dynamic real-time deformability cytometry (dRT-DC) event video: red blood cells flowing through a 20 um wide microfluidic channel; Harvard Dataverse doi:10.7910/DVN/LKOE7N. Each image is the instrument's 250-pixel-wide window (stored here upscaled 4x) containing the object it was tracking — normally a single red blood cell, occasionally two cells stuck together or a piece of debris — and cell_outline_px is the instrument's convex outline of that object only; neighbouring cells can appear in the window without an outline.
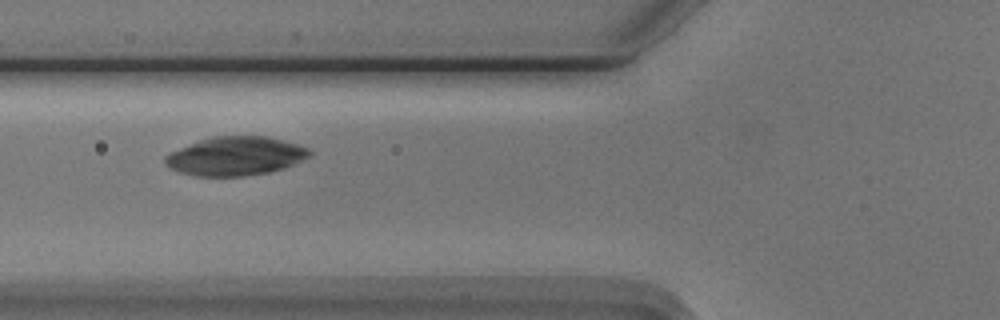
{"species": "Egyptian fruit bat (a non-hibernating species)", "species_latin": "Rousettus aegyptiacus", "temperature_condition": "cold", "stored_images_in_passage": 55, "camera_frame_rate_fps": 3000, "um_per_image_px": 0.085, "animal": {"sex": "male"}, "frame": {"image": 1, "passage_image": 21, "time_ms": 6.667, "image_size_px": [1000, 320], "cell_outline_px": [[312, 152], [308, 156], [292, 164], [268, 172], [240, 176], [196, 176], [180, 172], [168, 168], [164, 164], [164, 156], [180, 148], [200, 140], [212, 136], [268, 136], [296, 144], [308, 148]], "centroid_in_image_um": [19.96, 13.26], "position_along_channel_um": 105.8, "area_um2": 32.19}}
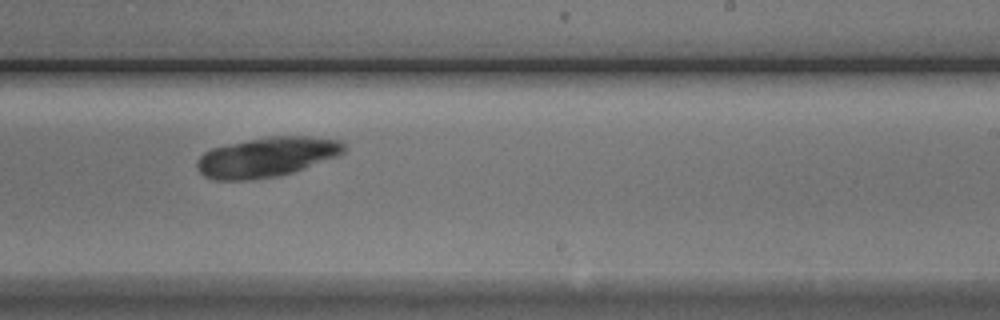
{"frame": {"image": 2, "passage_image": 34, "time_ms": 11.0, "image_size_px": [1000, 320], "cell_outline_px": [[348, 148], [340, 156], [292, 172], [276, 176], [244, 180], [212, 180], [204, 176], [196, 168], [196, 164], [200, 156], [204, 152], [212, 148], [228, 144], [248, 140], [272, 136], [308, 136], [340, 140]], "centroid_in_image_um": [22.69, 13.35], "position_along_channel_um": 266.3, "area_um2": 34.1}}
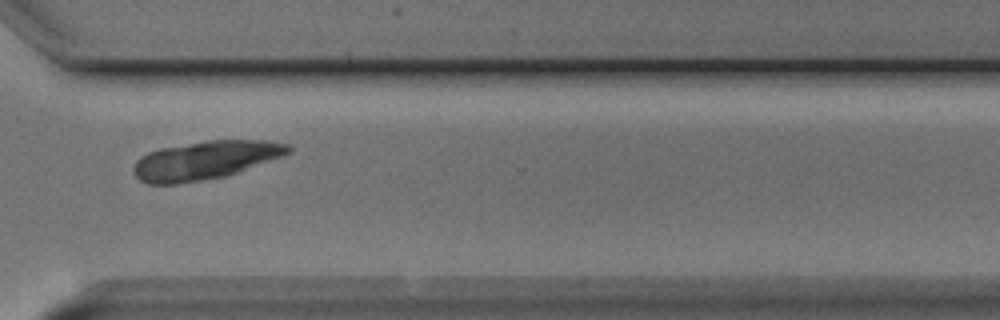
{"frame": {"image": 3, "passage_image": 41, "time_ms": 13.333, "image_size_px": [1000, 320], "cell_outline_px": [[292, 152], [236, 172], [224, 176], [176, 184], [148, 184], [140, 180], [132, 172], [132, 168], [136, 160], [140, 156], [148, 152], [160, 148], [208, 140], [268, 140], [292, 144]], "centroid_in_image_um": [17.42, 13.6], "position_along_channel_um": 353.2, "area_um2": 34.51}}